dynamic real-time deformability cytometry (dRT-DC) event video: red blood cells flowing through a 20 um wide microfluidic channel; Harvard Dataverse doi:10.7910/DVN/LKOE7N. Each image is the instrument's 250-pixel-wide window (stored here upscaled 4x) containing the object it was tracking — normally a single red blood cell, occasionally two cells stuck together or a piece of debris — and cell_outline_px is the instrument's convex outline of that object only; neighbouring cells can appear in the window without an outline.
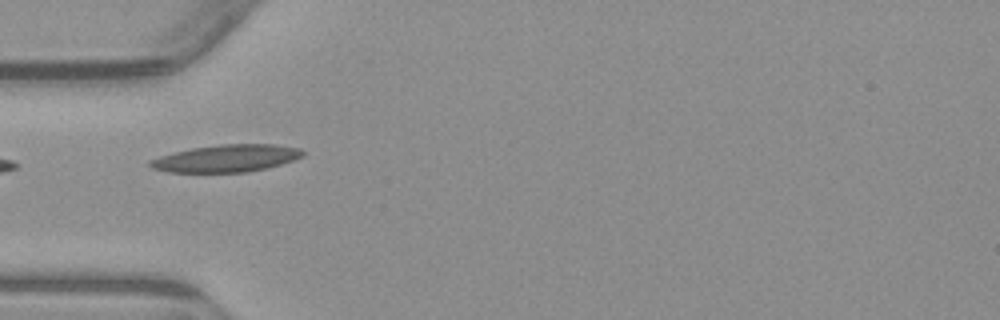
{"species": "common noctule bat (a hibernating species)", "species_latin": "Nyctalus noctula", "temperature_condition": "warm", "stored_images_in_passage": 4, "camera_frame_rate_fps": 3000, "um_per_image_px": 0.085, "animal": {"sex": "male", "body_mass_g": 23.1, "forearm_length_mm": 52.7}, "frame": {"image": 1, "passage_image": 2, "time_ms": 1.0, "image_size_px": [1000, 320], "cell_outline_px": [[304, 156], [280, 164], [248, 172], [168, 172], [152, 168], [148, 164], [148, 160], [160, 156], [192, 148], [220, 144], [276, 144], [300, 148], [304, 152]], "centroid_in_image_um": [19.24, 13.45], "position_along_channel_um": 65.8, "area_um2": 24.16}}
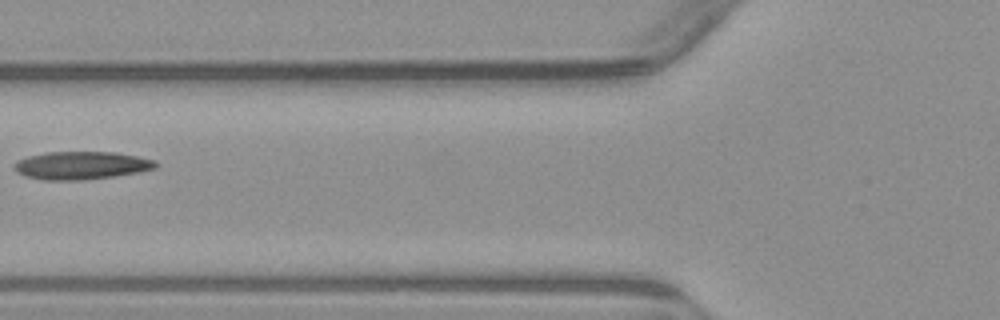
{"frame": {"image": 2, "passage_image": 3, "time_ms": 2.333, "image_size_px": [1000, 320], "cell_outline_px": [[160, 164], [156, 168], [140, 172], [116, 176], [80, 180], [40, 180], [16, 172], [12, 164], [16, 160], [28, 156], [48, 152], [116, 152], [156, 160]], "centroid_in_image_um": [6.93, 14.06], "position_along_channel_um": 118.9, "area_um2": 23.24}}
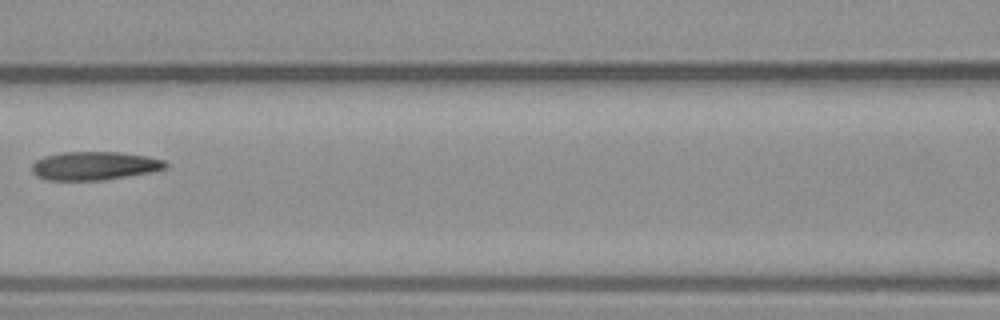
{"frame": {"image": 3, "passage_image": 4, "time_ms": 3.333, "image_size_px": [1000, 320], "cell_outline_px": [[168, 168], [152, 172], [104, 180], [48, 180], [36, 176], [32, 172], [32, 164], [36, 160], [44, 156], [60, 152], [120, 152], [148, 156], [164, 160], [168, 164]], "centroid_in_image_um": [8.04, 14.09], "position_along_channel_um": 158.6, "area_um2": 22.37}}